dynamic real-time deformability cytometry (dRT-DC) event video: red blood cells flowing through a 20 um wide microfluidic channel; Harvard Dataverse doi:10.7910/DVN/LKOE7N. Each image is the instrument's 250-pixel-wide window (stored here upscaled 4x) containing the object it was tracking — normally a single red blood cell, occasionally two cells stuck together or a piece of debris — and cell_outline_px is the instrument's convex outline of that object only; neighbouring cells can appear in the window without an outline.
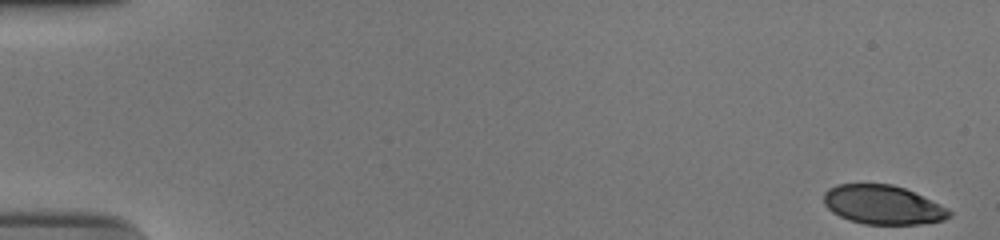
{"species": "human", "species_latin": "Homo sapiens", "temperature_condition": "cold", "stored_images_in_passage": 55, "camera_frame_rate_fps": 3000, "um_per_image_px": 0.085, "donor": {"sex": "male"}, "frame": {"image": 1, "passage_image": 1, "time_ms": 0.0, "image_size_px": [1000, 240], "cell_outline_px": [[952, 216], [944, 220], [920, 224], [864, 224], [848, 220], [832, 212], [824, 204], [824, 192], [828, 188], [836, 184], [892, 184], [904, 188], [940, 204], [948, 208], [952, 212]], "centroid_in_image_um": [75.04, 17.41], "position_along_channel_um": 10.0, "area_um2": 28.61}}
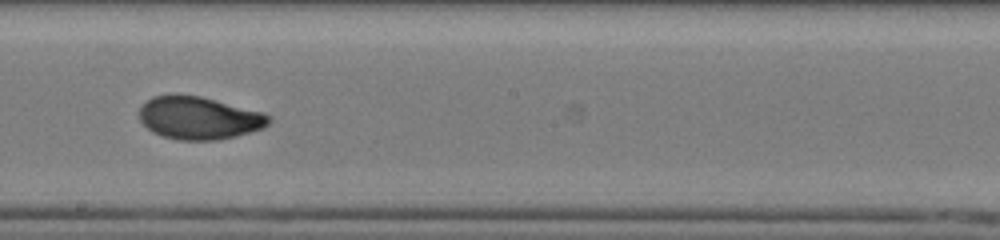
{"frame": {"image": 2, "passage_image": 32, "time_ms": 10.333, "image_size_px": [1000, 240], "cell_outline_px": [[272, 120], [264, 128], [236, 136], [216, 140], [176, 140], [160, 136], [152, 132], [140, 120], [140, 108], [152, 96], [172, 92], [200, 96], [264, 112], [272, 116]], "centroid_in_image_um": [16.92, 10.01], "position_along_channel_um": 231.3, "area_um2": 32.77}}
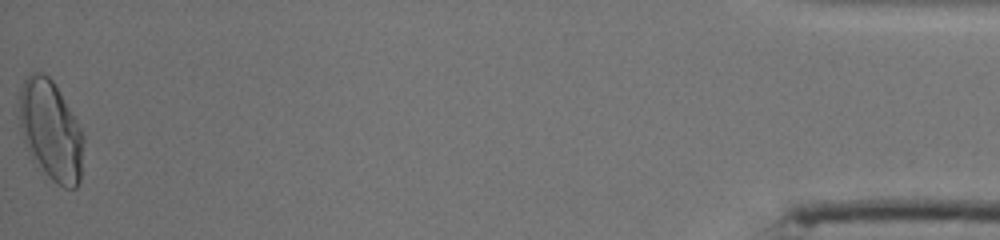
{"frame": {"image": 3, "passage_image": 55, "time_ms": 18.0, "image_size_px": [1000, 240], "cell_outline_px": [[84, 140], [80, 180], [76, 188], [64, 188], [56, 184], [36, 168], [24, 144], [20, 132], [20, 88], [24, 80], [32, 72], [44, 72], [52, 80], [76, 120], [84, 136]], "centroid_in_image_um": [4.3, 11.15], "position_along_channel_um": 430.9, "area_um2": 37.74}, "authors_computed_cell_mechanics": {"area_um2": 31.5588, "velocity_mm_per_s": 3.7624, "shape_relaxation_time_tau1_ms": 4.6564, "shape_relaxation_time_tau2_ms": 1.0151, "deformation_change_tau1": 0.1676, "deformation_change_tau2": 0.0516}}